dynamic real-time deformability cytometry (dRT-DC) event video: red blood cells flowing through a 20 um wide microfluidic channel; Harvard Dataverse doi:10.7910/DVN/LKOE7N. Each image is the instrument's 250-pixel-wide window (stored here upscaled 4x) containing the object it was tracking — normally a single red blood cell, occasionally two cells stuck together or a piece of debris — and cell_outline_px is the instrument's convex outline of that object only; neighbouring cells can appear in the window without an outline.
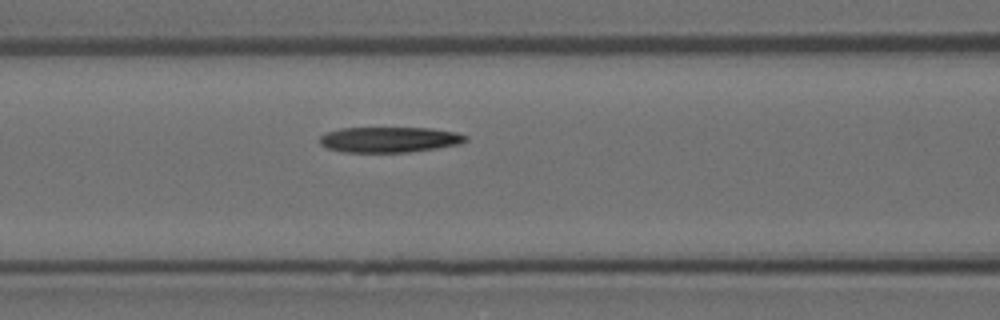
{"species": "Egyptian fruit bat (a non-hibernating species)", "species_latin": "Rousettus aegyptiacus", "temperature_condition": "room temperature", "stored_images_in_passage": 7, "camera_frame_rate_fps": 3000, "um_per_image_px": 0.085, "animal": {"sex": "female"}, "frame": {"image": 1, "passage_image": 7, "time_ms": 2.0, "image_size_px": [1000, 320], "cell_outline_px": [[468, 140], [460, 144], [408, 152], [344, 152], [328, 148], [320, 144], [320, 136], [328, 132], [340, 128], [428, 128], [456, 132], [468, 136]], "centroid_in_image_um": [33.11, 11.86], "position_along_channel_um": 133.5, "area_um2": 21.56}}